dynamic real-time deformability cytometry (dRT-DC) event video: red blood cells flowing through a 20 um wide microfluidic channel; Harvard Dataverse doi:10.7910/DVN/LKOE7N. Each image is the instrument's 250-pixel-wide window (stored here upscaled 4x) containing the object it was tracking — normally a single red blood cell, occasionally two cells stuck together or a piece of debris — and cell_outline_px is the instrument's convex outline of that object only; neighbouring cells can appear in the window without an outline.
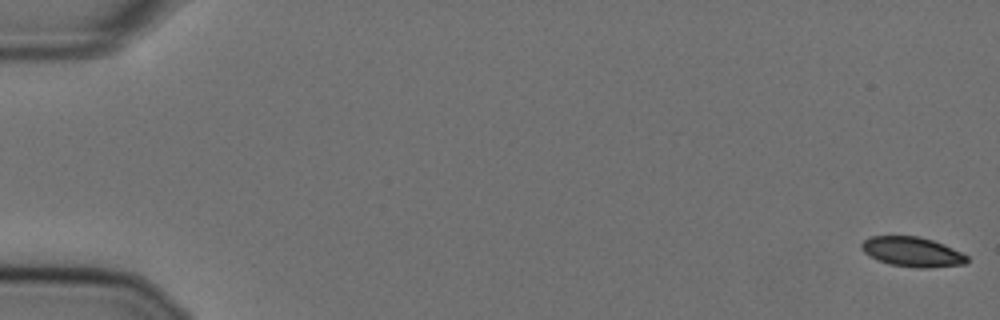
{"species": "Egyptian fruit bat (a non-hibernating species)", "species_latin": "Rousettus aegyptiacus", "temperature_condition": "cold", "stored_images_in_passage": 57, "camera_frame_rate_fps": 3000, "um_per_image_px": 0.085, "animal": {"sex": "female"}, "frame": {"image": 1, "passage_image": 1, "time_ms": 0.0, "image_size_px": [1000, 320], "cell_outline_px": [[968, 260], [964, 264], [924, 268], [920, 268], [888, 264], [864, 252], [860, 248], [860, 244], [868, 236], [920, 236], [944, 244], [968, 256]], "centroid_in_image_um": [77.52, 21.39], "position_along_channel_um": 7.5, "area_um2": 18.15}}
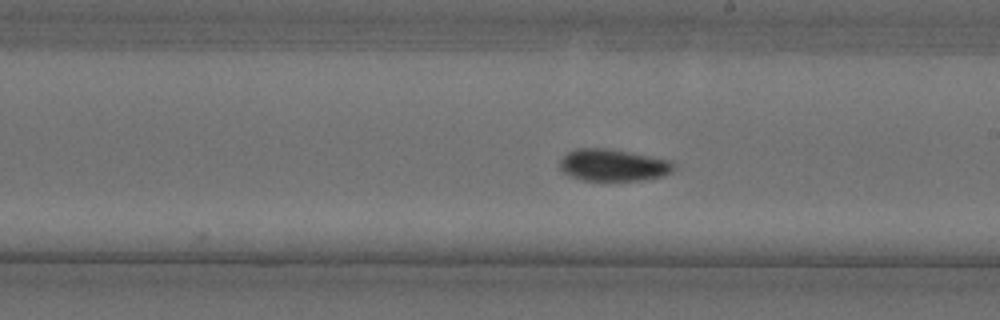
{"frame": {"image": 2, "passage_image": 33, "time_ms": 10.667, "image_size_px": [1000, 320], "cell_outline_px": [[676, 164], [672, 172], [664, 176], [640, 180], [584, 180], [572, 176], [564, 172], [560, 168], [560, 160], [568, 152], [576, 148], [608, 148], [672, 160]], "centroid_in_image_um": [52.16, 14.02], "position_along_channel_um": 236.8, "area_um2": 21.21}}
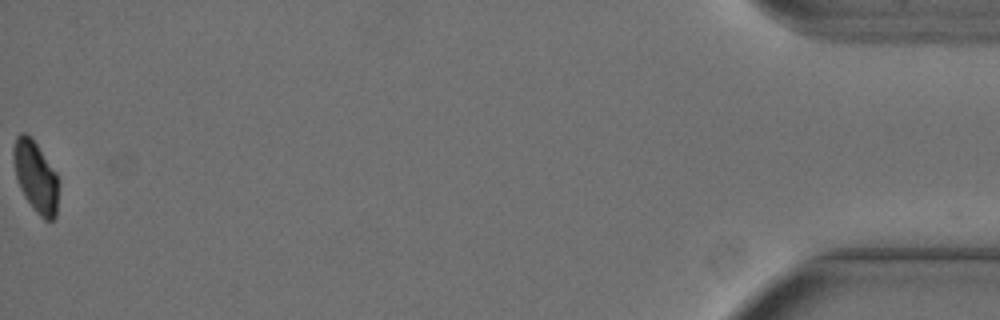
{"frame": {"image": 3, "passage_image": 57, "time_ms": 18.667, "image_size_px": [1000, 320], "cell_outline_px": [[60, 184], [56, 216], [52, 220], [44, 220], [32, 208], [24, 196], [20, 188], [16, 176], [12, 156], [12, 148], [16, 136], [20, 132], [24, 132], [32, 136], [56, 172], [60, 180]], "centroid_in_image_um": [3.05, 14.99], "position_along_channel_um": 432.1, "area_um2": 19.31}, "authors_computed_cell_mechanics": {"area_um2": 20.2878, "velocity_mm_per_s": 3.6126, "shape_relaxation_time_tau1_ms": 7.8742, "shape_relaxation_time_tau2_ms": null, "deformation_change_tau1": 0.1361, "deformation_change_tau2": null}}